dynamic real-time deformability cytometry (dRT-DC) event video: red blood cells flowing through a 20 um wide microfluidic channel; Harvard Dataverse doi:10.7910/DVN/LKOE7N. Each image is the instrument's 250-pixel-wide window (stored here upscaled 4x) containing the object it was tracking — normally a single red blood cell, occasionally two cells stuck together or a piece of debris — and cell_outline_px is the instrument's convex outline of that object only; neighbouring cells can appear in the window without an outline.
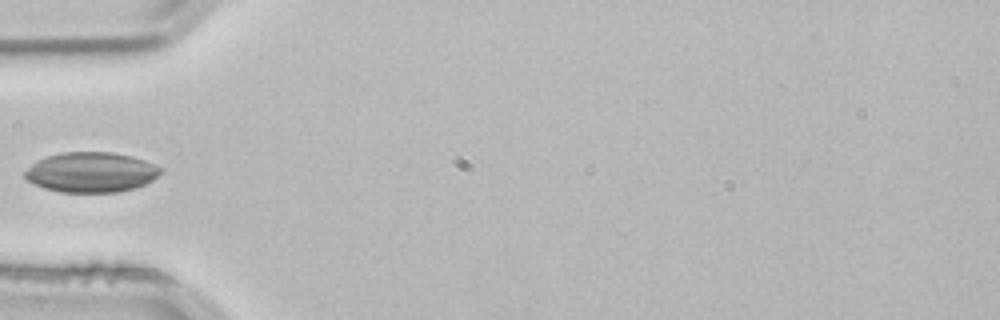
{"species": "common noctule bat (a hibernating species)", "species_latin": "Nyctalus noctula", "temperature_condition": "room temperature", "stored_images_in_passage": 36, "camera_frame_rate_fps": 3000, "um_per_image_px": 0.085, "animal": {"sex": "male", "body_mass_g": 21.5, "forearm_length_mm": 52.0}, "frame": {"image": 1, "passage_image": 1, "time_ms": 0.0, "image_size_px": [1000, 320], "cell_outline_px": [[164, 172], [152, 180], [136, 188], [120, 192], [60, 192], [44, 188], [28, 180], [24, 176], [24, 172], [36, 160], [48, 156], [64, 152], [112, 152], [132, 156], [156, 164], [164, 168]], "centroid_in_image_um": [7.8, 14.64], "position_along_channel_um": 77.2, "area_um2": 31.91}}